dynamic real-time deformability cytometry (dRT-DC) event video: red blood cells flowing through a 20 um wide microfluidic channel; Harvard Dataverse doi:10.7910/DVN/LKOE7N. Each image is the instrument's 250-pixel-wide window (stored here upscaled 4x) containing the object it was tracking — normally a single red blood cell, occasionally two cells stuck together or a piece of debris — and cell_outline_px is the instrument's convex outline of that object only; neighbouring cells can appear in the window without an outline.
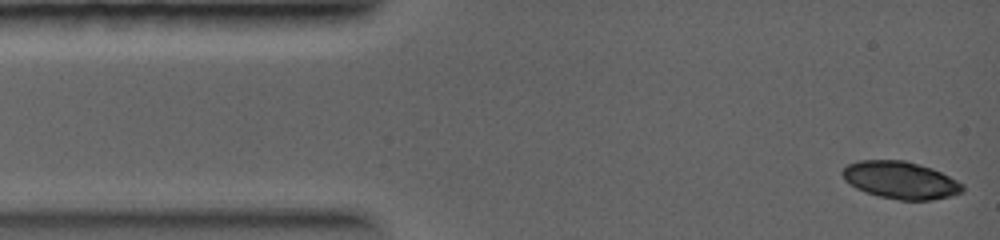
{"species": "common noctule bat (a hibernating species)", "species_latin": "Nyctalus noctula", "temperature_condition": "warm", "stored_images_in_passage": 2, "camera_frame_rate_fps": 5000, "um_per_image_px": 0.085, "animal": {"sex": "female", "body_mass_g": 19.0, "forearm_length_mm": 56.7}, "frame": {"image": 1, "passage_image": 1, "time_ms": 0.0, "image_size_px": [1000, 240], "cell_outline_px": [[964, 192], [952, 196], [932, 200], [900, 200], [880, 196], [856, 188], [848, 184], [844, 180], [840, 172], [848, 164], [860, 160], [904, 160], [932, 168], [964, 184]], "centroid_in_image_um": [76.55, 15.31], "position_along_channel_um": 8.5, "area_um2": 26.18}}